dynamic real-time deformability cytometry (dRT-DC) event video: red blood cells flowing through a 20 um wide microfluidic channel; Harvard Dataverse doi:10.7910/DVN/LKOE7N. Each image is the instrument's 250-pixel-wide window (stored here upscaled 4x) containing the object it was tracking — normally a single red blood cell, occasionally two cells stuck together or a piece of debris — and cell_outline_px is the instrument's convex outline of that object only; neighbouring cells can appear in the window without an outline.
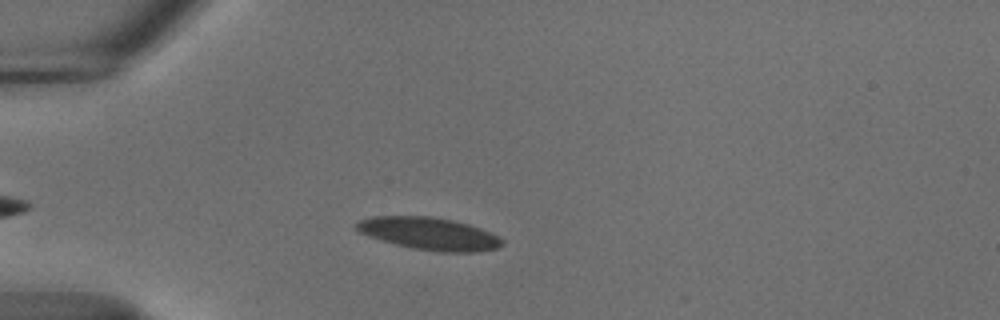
{"species": "common noctule bat (a hibernating species)", "species_latin": "Nyctalus noctula", "temperature_condition": "cold", "stored_images_in_passage": 44, "camera_frame_rate_fps": 3000, "um_per_image_px": 0.085, "animal": {"sex": "male", "body_mass_g": 18.8}, "frame": {"image": 1, "passage_image": 8, "time_ms": 2.333, "image_size_px": [1000, 320], "cell_outline_px": [[504, 244], [500, 248], [472, 252], [444, 252], [412, 248], [384, 240], [360, 232], [356, 228], [356, 224], [360, 220], [372, 216], [432, 216], [452, 220], [468, 224], [480, 228], [504, 240]], "centroid_in_image_um": [36.53, 19.85], "position_along_channel_um": 48.5, "area_um2": 27.11}}
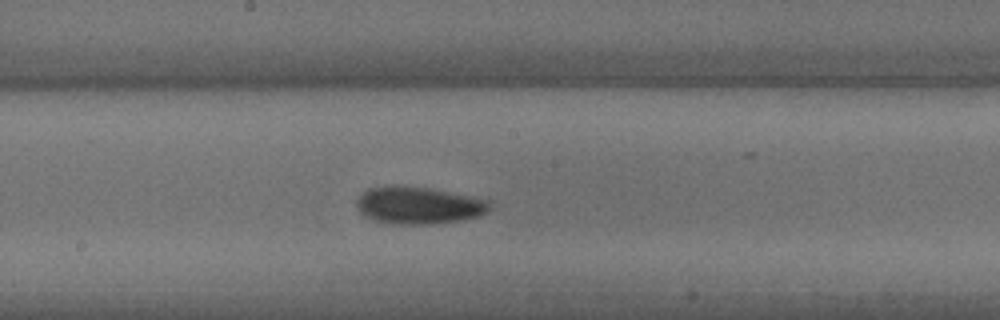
{"frame": {"image": 2, "passage_image": 23, "time_ms": 7.333, "image_size_px": [1000, 320], "cell_outline_px": [[492, 204], [488, 212], [480, 216], [464, 220], [432, 224], [388, 224], [372, 220], [364, 216], [356, 208], [356, 200], [364, 192], [372, 188], [396, 184], [428, 188], [488, 200]], "centroid_in_image_um": [35.56, 17.47], "position_along_channel_um": 212.6, "area_um2": 29.13}}
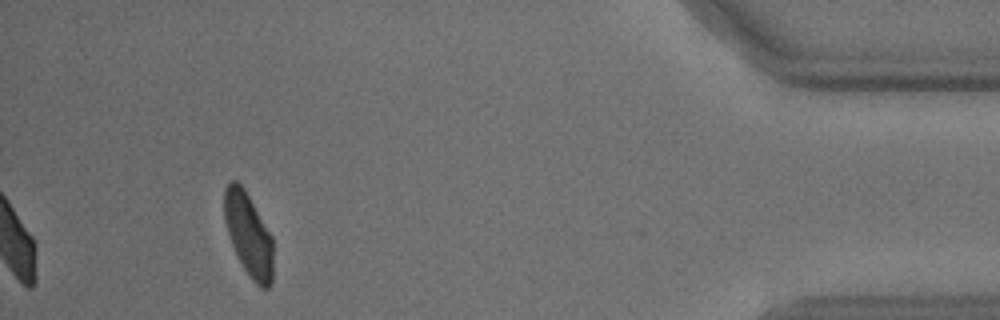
{"frame": {"image": 3, "passage_image": 44, "time_ms": 14.333, "image_size_px": [1000, 320], "cell_outline_px": [[272, 280], [268, 288], [260, 288], [252, 280], [244, 268], [228, 236], [224, 220], [224, 188], [232, 180], [236, 180], [244, 188], [272, 236]], "centroid_in_image_um": [21.11, 19.92], "position_along_channel_um": 414.1, "area_um2": 23.47}, "authors_computed_cell_mechanics": {"area_um2": 26.5591, "velocity_mm_per_s": 3.6671, "shape_relaxation_time_tau1_ms": 5.613, "shape_relaxation_time_tau2_ms": 5.7398, "deformation_change_tau1": 0.117, "deformation_change_tau2": 0.0821}}